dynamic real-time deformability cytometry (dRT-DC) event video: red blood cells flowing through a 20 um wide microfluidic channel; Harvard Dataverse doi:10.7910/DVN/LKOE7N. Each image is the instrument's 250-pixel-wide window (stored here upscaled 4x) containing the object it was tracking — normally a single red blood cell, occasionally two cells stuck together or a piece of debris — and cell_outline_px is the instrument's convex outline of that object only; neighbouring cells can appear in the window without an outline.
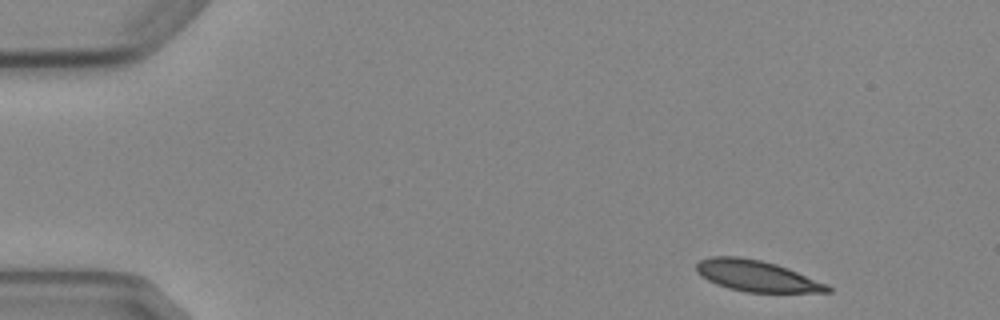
{"species": "Egyptian fruit bat (a non-hibernating species)", "species_latin": "Rousettus aegyptiacus", "temperature_condition": "cold", "stored_images_in_passage": 5, "camera_frame_rate_fps": 3000, "um_per_image_px": 0.085, "animal": {"sex": "female"}, "frame": {"image": 1, "passage_image": 1, "time_ms": 0.0, "image_size_px": [1000, 320], "cell_outline_px": [[832, 292], [744, 292], [728, 288], [716, 284], [700, 276], [696, 272], [696, 264], [700, 260], [712, 256], [740, 256], [760, 260], [776, 264], [788, 268], [828, 284], [832, 288]], "centroid_in_image_um": [64.3, 23.45], "position_along_channel_um": 20.7, "area_um2": 23.87}}
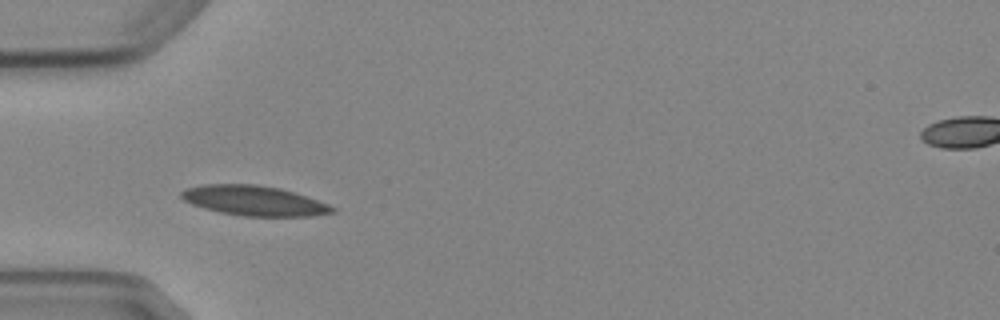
{"frame": {"image": 2, "passage_image": 4, "time_ms": 3.667, "image_size_px": [1000, 320], "cell_outline_px": [[336, 212], [312, 216], [244, 216], [220, 212], [204, 208], [192, 204], [184, 200], [180, 196], [180, 192], [184, 188], [204, 184], [256, 184], [280, 188], [328, 204], [336, 208]], "centroid_in_image_um": [21.57, 17.05], "position_along_channel_um": 63.4, "area_um2": 26.24}}
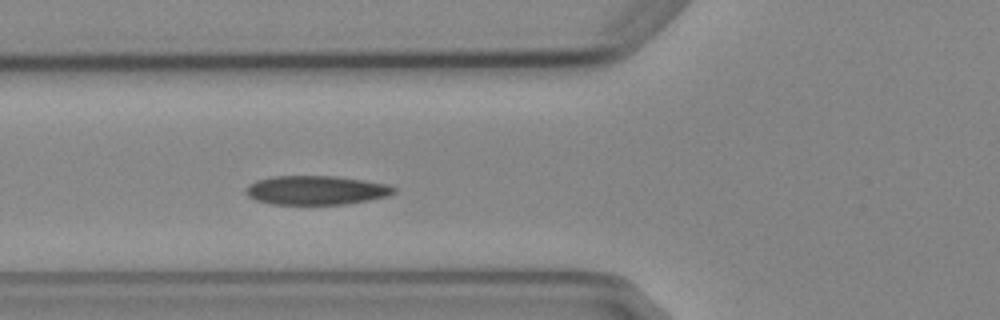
{"frame": {"image": 3, "passage_image": 5, "time_ms": 4.667, "image_size_px": [1000, 320], "cell_outline_px": [[396, 192], [388, 196], [368, 200], [344, 204], [272, 204], [256, 200], [248, 196], [244, 192], [248, 184], [256, 180], [272, 176], [336, 176], [364, 180], [388, 184], [396, 188]], "centroid_in_image_um": [26.86, 16.16], "position_along_channel_um": 98.9, "area_um2": 25.14}}